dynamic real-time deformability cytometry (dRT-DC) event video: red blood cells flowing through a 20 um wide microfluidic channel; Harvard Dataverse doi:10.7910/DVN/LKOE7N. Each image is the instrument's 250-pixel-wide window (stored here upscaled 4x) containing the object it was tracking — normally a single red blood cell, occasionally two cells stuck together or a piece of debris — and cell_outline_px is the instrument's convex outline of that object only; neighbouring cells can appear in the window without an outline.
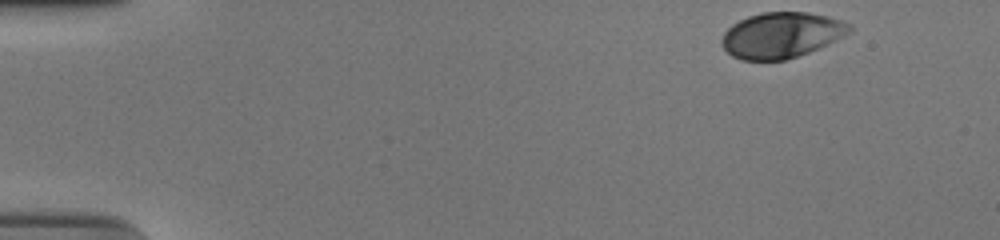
{"species": "human", "species_latin": "Homo sapiens", "temperature_condition": "cold", "stored_images_in_passage": 43, "camera_frame_rate_fps": 3000, "um_per_image_px": 0.085, "donor": {"sex": "male"}, "frame": {"image": 1, "passage_image": 1, "time_ms": 0.0, "image_size_px": [1000, 240], "cell_outline_px": [[852, 32], [808, 52], [784, 60], [740, 60], [732, 56], [724, 48], [720, 40], [724, 32], [732, 24], [748, 16], [764, 12], [808, 12], [828, 16], [840, 20], [848, 24], [852, 28]], "centroid_in_image_um": [66.39, 2.98], "position_along_channel_um": 18.6, "area_um2": 33.76}}
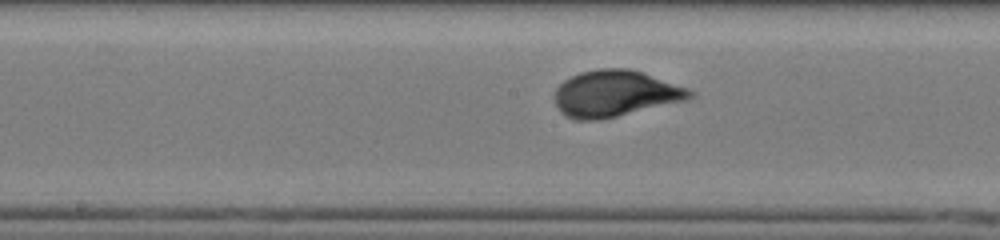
{"frame": {"image": 2, "passage_image": 25, "time_ms": 8.0, "image_size_px": [1000, 240], "cell_outline_px": [[696, 96], [688, 100], [600, 120], [576, 120], [568, 116], [556, 104], [552, 96], [556, 88], [564, 80], [580, 72], [600, 68], [628, 68], [644, 72], [688, 88], [696, 92]], "centroid_in_image_um": [52.33, 7.94], "position_along_channel_um": 195.9, "area_um2": 36.76}}
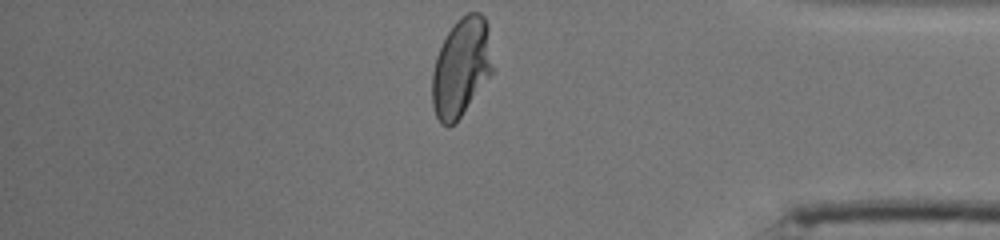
{"frame": {"image": 3, "passage_image": 43, "time_ms": 14.0, "image_size_px": [1000, 240], "cell_outline_px": [[492, 72], [460, 116], [448, 128], [440, 124], [436, 116], [432, 104], [432, 72], [436, 56], [448, 32], [460, 16], [468, 12], [480, 12], [484, 16], [488, 24], [492, 68]], "centroid_in_image_um": [39.18, 5.7], "position_along_channel_um": 396.0, "area_um2": 34.33}, "authors_computed_cell_mechanics": {"area_um2": 35.0846, "velocity_mm_per_s": 3.7211, "shape_relaxation_time_tau1_ms": 3.8919, "shape_relaxation_time_tau2_ms": null, "deformation_change_tau1": 0.1638, "deformation_change_tau2": null}}